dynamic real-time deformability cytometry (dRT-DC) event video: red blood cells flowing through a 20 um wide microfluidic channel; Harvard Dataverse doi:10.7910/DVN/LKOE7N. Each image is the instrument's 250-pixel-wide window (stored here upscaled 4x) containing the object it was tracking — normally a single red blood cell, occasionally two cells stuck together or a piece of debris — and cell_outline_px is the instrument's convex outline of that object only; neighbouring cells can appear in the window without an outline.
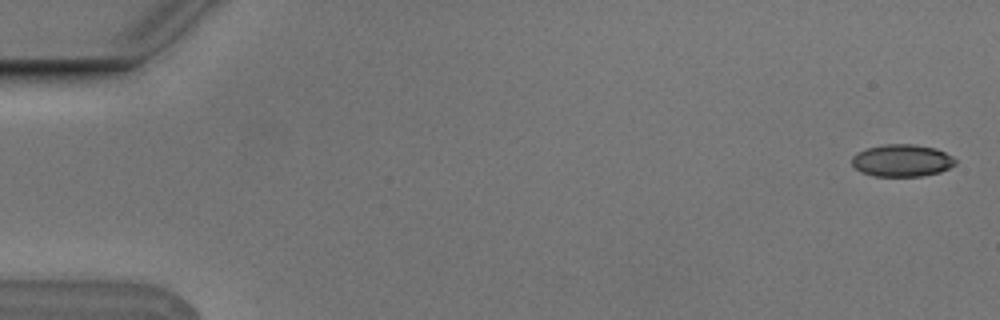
{"species": "Egyptian fruit bat (a non-hibernating species)", "species_latin": "Rousettus aegyptiacus", "temperature_condition": "cold", "stored_images_in_passage": 5, "camera_frame_rate_fps": 3000, "um_per_image_px": 0.085, "animal": {"sex": "male"}, "frame": {"image": 1, "passage_image": 1, "time_ms": 0.0, "image_size_px": [1000, 320], "cell_outline_px": [[956, 164], [940, 172], [920, 176], [872, 176], [860, 172], [852, 164], [852, 156], [856, 152], [868, 148], [884, 144], [912, 144], [936, 148], [952, 156], [956, 160]], "centroid_in_image_um": [76.65, 13.64], "position_along_channel_um": 8.4, "area_um2": 19.48}}
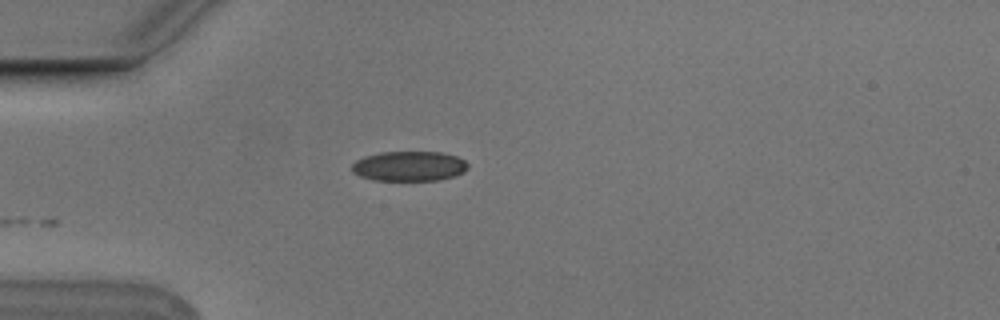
{"frame": {"image": 2, "passage_image": 5, "time_ms": 1.333, "image_size_px": [1000, 320], "cell_outline_px": [[468, 168], [464, 172], [456, 176], [440, 180], [372, 180], [360, 176], [352, 172], [352, 164], [356, 160], [364, 156], [380, 152], [440, 152], [456, 156], [464, 160], [468, 164]], "centroid_in_image_um": [34.78, 14.12], "position_along_channel_um": 50.2, "area_um2": 20.35}}